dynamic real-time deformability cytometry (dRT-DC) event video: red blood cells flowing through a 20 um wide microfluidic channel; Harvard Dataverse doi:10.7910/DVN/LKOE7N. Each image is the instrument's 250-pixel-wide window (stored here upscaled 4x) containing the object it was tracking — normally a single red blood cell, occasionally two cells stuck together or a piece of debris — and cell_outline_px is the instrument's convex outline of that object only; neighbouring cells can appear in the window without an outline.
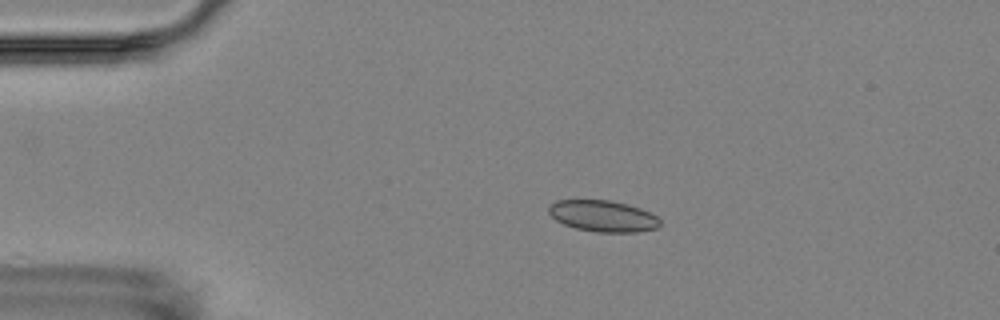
{"species": "Egyptian fruit bat (a non-hibernating species)", "species_latin": "Rousettus aegyptiacus", "temperature_condition": "room temperature", "stored_images_in_passage": 11, "camera_frame_rate_fps": 3000, "um_per_image_px": 0.085, "animal": {"sex": "female"}, "frame": {"image": 1, "passage_image": 4, "time_ms": 3.333, "image_size_px": [1000, 320], "cell_outline_px": [[660, 224], [656, 228], [636, 232], [596, 232], [576, 228], [564, 224], [556, 220], [548, 212], [548, 204], [556, 200], [608, 200], [628, 204], [640, 208], [656, 216], [660, 220]], "centroid_in_image_um": [51.22, 18.36], "position_along_channel_um": 33.8, "area_um2": 20.29}}
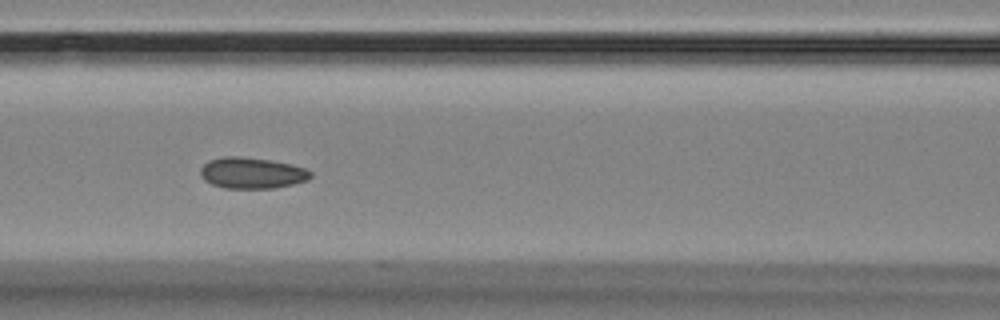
{"frame": {"image": 2, "passage_image": 8, "time_ms": 7.667, "image_size_px": [1000, 320], "cell_outline_px": [[312, 176], [308, 180], [276, 188], [224, 188], [212, 184], [204, 180], [200, 176], [200, 168], [208, 160], [224, 156], [236, 156], [272, 160], [292, 164], [304, 168], [312, 172]], "centroid_in_image_um": [21.4, 14.7], "position_along_channel_um": 145.2, "area_um2": 20.11}}
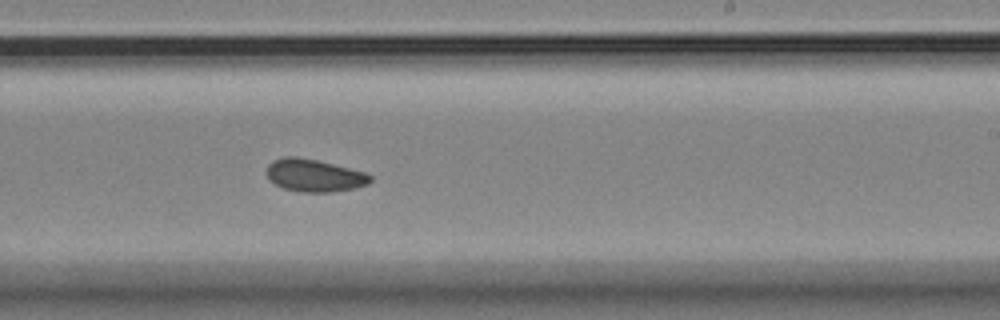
{"frame": {"image": 3, "passage_image": 11, "time_ms": 11.0, "image_size_px": [1000, 320], "cell_outline_px": [[372, 180], [368, 184], [356, 188], [332, 192], [300, 192], [284, 188], [268, 180], [268, 164], [272, 160], [288, 156], [296, 156], [316, 160], [364, 172], [372, 176]], "centroid_in_image_um": [26.71, 14.92], "position_along_channel_um": 262.3, "area_um2": 19.54}}